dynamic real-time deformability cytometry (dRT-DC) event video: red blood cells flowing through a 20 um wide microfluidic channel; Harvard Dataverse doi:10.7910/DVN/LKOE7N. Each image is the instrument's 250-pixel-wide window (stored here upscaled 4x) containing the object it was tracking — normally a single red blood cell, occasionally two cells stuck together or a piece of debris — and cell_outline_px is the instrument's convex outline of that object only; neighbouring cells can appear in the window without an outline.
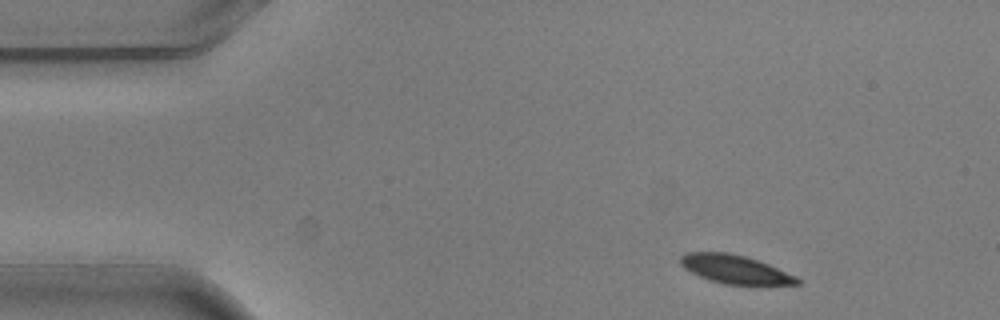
{"species": "common noctule bat (a hibernating species)", "species_latin": "Nyctalus noctula", "temperature_condition": "warm", "stored_images_in_passage": 3, "camera_frame_rate_fps": 3000, "um_per_image_px": 0.085, "animal": {"sex": "male", "body_mass_g": 20.5, "forearm_length_mm": 52.5}, "frame": {"image": 1, "passage_image": 1, "time_ms": 0.0, "image_size_px": [1000, 320], "cell_outline_px": [[800, 284], [724, 284], [708, 280], [684, 268], [680, 264], [680, 256], [684, 252], [728, 252], [744, 256], [768, 264], [796, 276], [800, 280]], "centroid_in_image_um": [62.43, 22.88], "position_along_channel_um": 22.6, "area_um2": 19.19}}